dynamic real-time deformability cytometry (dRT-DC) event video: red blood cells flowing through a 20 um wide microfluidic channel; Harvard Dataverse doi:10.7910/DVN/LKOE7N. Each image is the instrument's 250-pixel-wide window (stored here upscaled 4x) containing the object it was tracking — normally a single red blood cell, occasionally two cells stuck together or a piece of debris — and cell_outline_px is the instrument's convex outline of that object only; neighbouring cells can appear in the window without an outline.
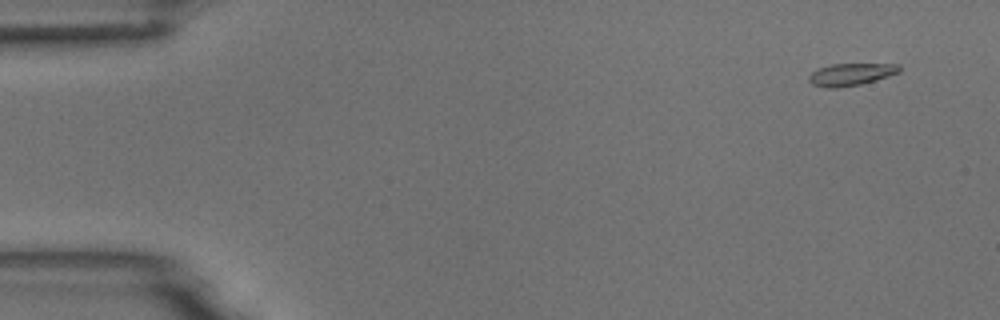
{"species": "common noctule bat (a hibernating species)", "species_latin": "Nyctalus noctula", "temperature_condition": "room temperature", "stored_images_in_passage": 4, "segment_of_instrument_passage": [2, 2], "camera_frame_rate_fps": 3000, "um_per_image_px": 0.085, "animal": {"sex": "male", "body_mass_g": 18.8}, "frame": {"image": 1, "passage_image": 4, "time_ms": 1.0, "image_size_px": [1000, 320], "cell_outline_px": [[900, 72], [876, 80], [860, 84], [836, 88], [828, 88], [812, 84], [808, 80], [808, 76], [812, 72], [820, 68], [832, 64], [900, 64]], "centroid_in_image_um": [72.33, 6.32], "position_along_channel_um": 12.7, "area_um2": 11.62}}